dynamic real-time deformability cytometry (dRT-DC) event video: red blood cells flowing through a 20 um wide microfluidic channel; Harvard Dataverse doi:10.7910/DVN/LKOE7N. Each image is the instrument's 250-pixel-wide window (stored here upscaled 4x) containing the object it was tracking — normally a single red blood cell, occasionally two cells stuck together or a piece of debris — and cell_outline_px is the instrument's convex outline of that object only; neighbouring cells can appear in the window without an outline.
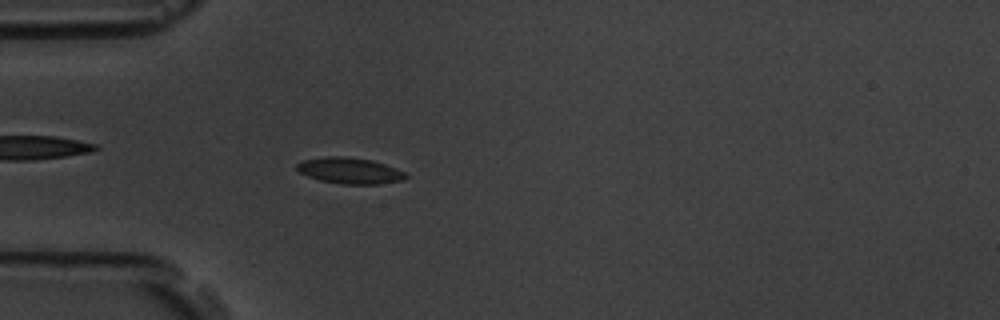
{"species": "common noctule bat (a hibernating species)", "species_latin": "Nyctalus noctula", "temperature_condition": "room temperature", "stored_images_in_passage": 54, "camera_frame_rate_fps": 3000, "um_per_image_px": 0.085, "animal": {"sex": "male", "body_mass_g": 19.5, "forearm_length_mm": 54.6}, "frame": {"image": 1, "passage_image": 16, "time_ms": 5.0, "image_size_px": [1000, 320], "cell_outline_px": [[408, 176], [404, 180], [380, 184], [340, 184], [320, 180], [308, 176], [300, 172], [296, 168], [296, 164], [304, 160], [328, 156], [344, 156], [372, 160], [396, 168], [404, 172]], "centroid_in_image_um": [29.75, 14.51], "position_along_channel_um": 55.3, "area_um2": 16.53}}
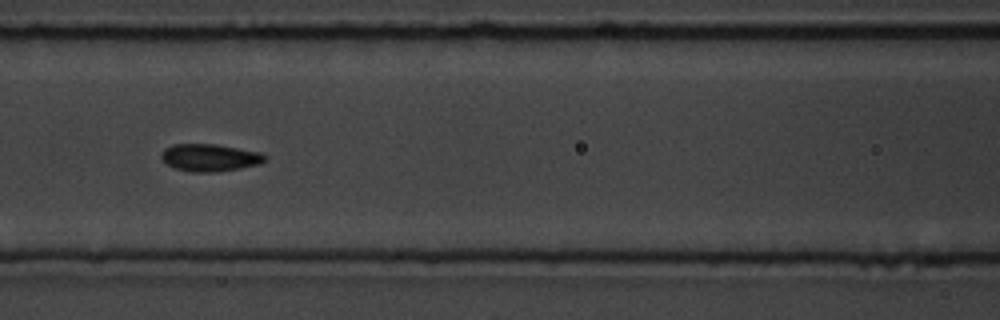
{"frame": {"image": 2, "passage_image": 24, "time_ms": 7.667, "image_size_px": [1000, 320], "cell_outline_px": [[268, 156], [260, 164], [240, 168], [216, 172], [192, 172], [176, 168], [168, 164], [160, 156], [164, 148], [172, 144], [216, 144], [260, 152]], "centroid_in_image_um": [17.84, 13.39], "position_along_channel_um": 148.8, "area_um2": 16.47}}
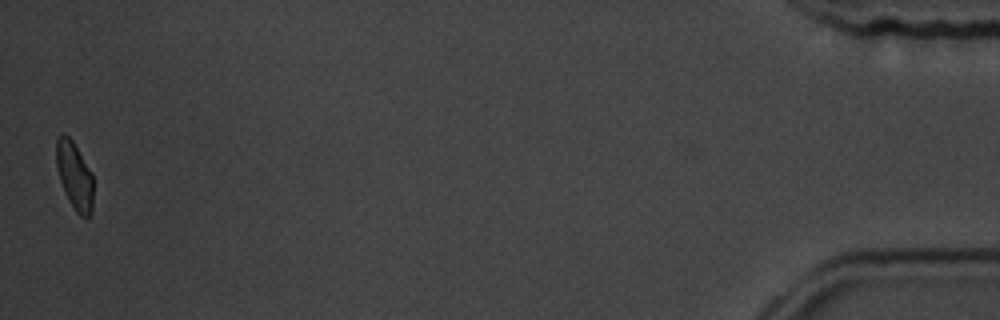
{"frame": {"image": 3, "passage_image": 54, "time_ms": 17.667, "image_size_px": [1000, 320], "cell_outline_px": [[92, 212], [88, 220], [80, 216], [76, 212], [68, 200], [64, 192], [60, 180], [56, 164], [56, 140], [60, 136], [68, 136], [72, 140], [92, 172]], "centroid_in_image_um": [6.34, 15.0], "position_along_channel_um": 428.9, "area_um2": 14.57}, "authors_computed_cell_mechanics": {"area_um2": 15.895, "velocity_mm_per_s": 3.7468, "shape_relaxation_time_tau1_ms": 3.2433, "shape_relaxation_time_tau2_ms": 1.7624, "deformation_change_tau1": 0.1042, "deformation_change_tau2": 0.0714}}